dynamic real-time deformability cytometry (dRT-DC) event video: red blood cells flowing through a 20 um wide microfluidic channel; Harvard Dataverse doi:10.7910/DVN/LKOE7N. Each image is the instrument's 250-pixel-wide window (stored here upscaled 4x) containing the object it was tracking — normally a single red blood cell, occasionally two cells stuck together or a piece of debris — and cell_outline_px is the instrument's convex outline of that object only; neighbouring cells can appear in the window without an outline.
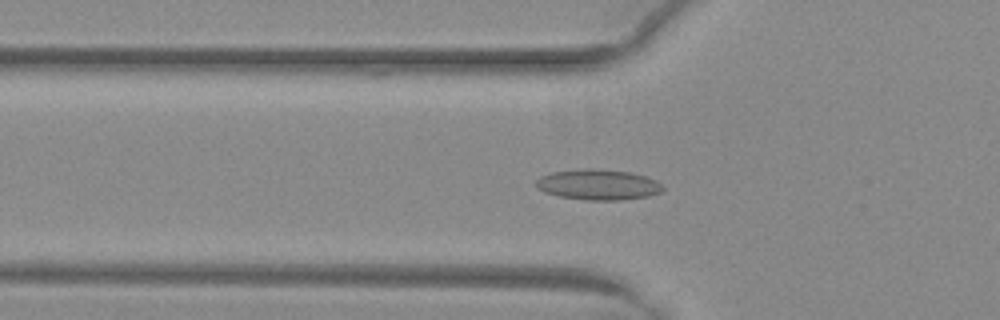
{"species": "common noctule bat (a hibernating species)", "species_latin": "Nyctalus noctula", "temperature_condition": "warm", "stored_images_in_passage": 40, "camera_frame_rate_fps": 3000, "um_per_image_px": 0.085, "animal": {"sex": "female", "body_mass_g": 29.2, "forearm_length_mm": 56.3}, "frame": {"image": 1, "passage_image": 12, "time_ms": 3.667, "image_size_px": [1000, 320], "cell_outline_px": [[664, 188], [660, 192], [648, 196], [620, 200], [584, 200], [560, 196], [544, 192], [536, 188], [536, 180], [540, 176], [552, 172], [584, 168], [592, 168], [628, 172], [644, 176], [656, 180]], "centroid_in_image_um": [50.8, 15.69], "position_along_channel_um": 75.0, "area_um2": 22.48}}
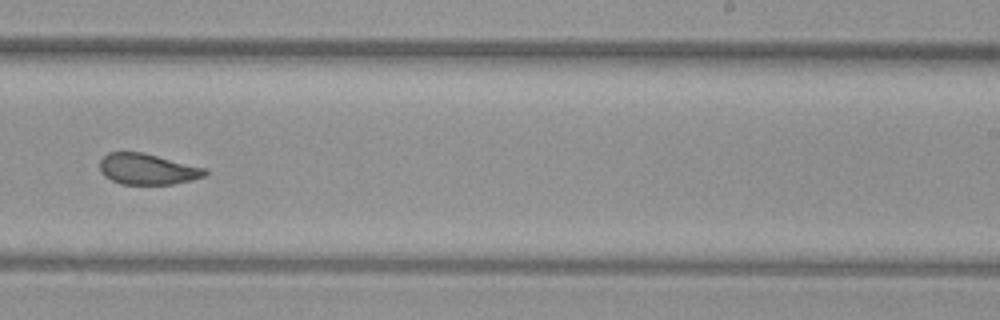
{"frame": {"image": 2, "passage_image": 27, "time_ms": 8.667, "image_size_px": [1000, 320], "cell_outline_px": [[208, 172], [204, 176], [192, 180], [172, 184], [120, 184], [104, 176], [100, 168], [100, 160], [108, 152], [144, 152], [204, 168]], "centroid_in_image_um": [12.51, 14.37], "position_along_channel_um": 276.5, "area_um2": 18.84}}
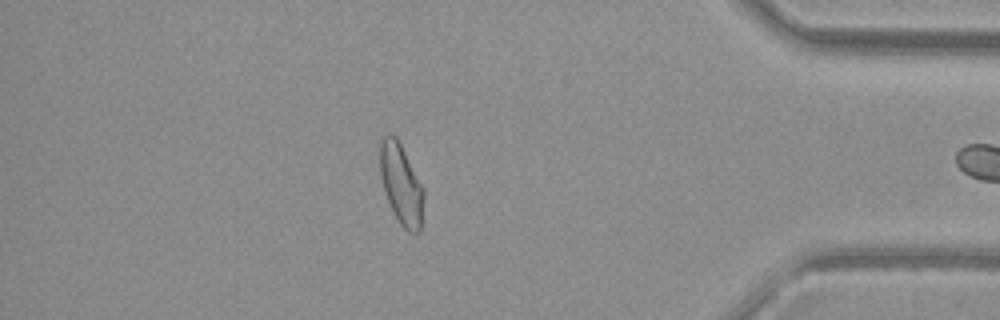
{"frame": {"image": 3, "passage_image": 39, "time_ms": 12.667, "image_size_px": [1000, 320], "cell_outline_px": [[424, 200], [420, 232], [408, 232], [400, 224], [392, 212], [384, 192], [380, 176], [380, 136], [388, 132], [396, 136], [424, 188]], "centroid_in_image_um": [34.08, 15.64], "position_along_channel_um": 401.1, "area_um2": 20.87}}